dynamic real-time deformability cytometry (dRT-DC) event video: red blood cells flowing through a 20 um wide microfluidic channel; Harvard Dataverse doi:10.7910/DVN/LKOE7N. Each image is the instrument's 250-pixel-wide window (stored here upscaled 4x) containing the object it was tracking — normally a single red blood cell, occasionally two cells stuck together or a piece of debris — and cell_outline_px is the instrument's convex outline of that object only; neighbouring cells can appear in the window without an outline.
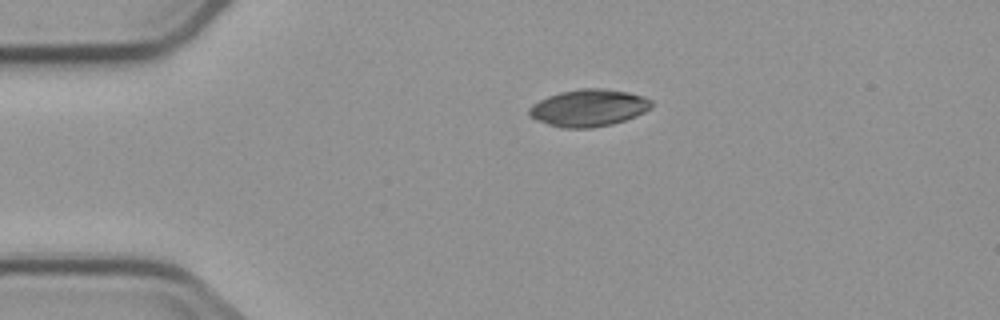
{"species": "common noctule bat (a hibernating species)", "species_latin": "Nyctalus noctula", "temperature_condition": "cold", "stored_images_in_passage": 5, "camera_frame_rate_fps": 3000, "um_per_image_px": 0.085, "animal": {"sex": "male", "body_mass_g": 23.1, "forearm_length_mm": 52.7}, "frame": {"image": 1, "passage_image": 5, "time_ms": 5.667, "image_size_px": [1000, 320], "cell_outline_px": [[652, 104], [644, 112], [636, 116], [612, 124], [592, 128], [560, 128], [536, 120], [528, 116], [528, 108], [532, 104], [548, 96], [560, 92], [580, 88], [604, 88], [628, 92], [644, 96], [652, 100]], "centroid_in_image_um": [50.0, 9.17], "position_along_channel_um": 35.0, "area_um2": 26.59}}